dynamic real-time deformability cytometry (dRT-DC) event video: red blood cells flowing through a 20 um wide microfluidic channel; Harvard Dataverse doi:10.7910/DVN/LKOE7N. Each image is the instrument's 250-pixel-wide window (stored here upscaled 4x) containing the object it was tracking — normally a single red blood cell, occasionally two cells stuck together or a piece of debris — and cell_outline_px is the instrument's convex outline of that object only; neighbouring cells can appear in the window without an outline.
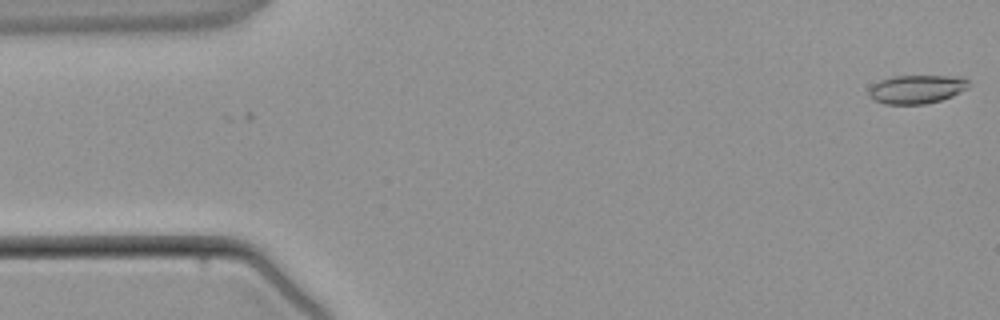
{"species": "common noctule bat (a hibernating species)", "species_latin": "Nyctalus noctula", "temperature_condition": "warm", "stored_images_in_passage": 3, "camera_frame_rate_fps": 3000, "um_per_image_px": 0.085, "animal": {"sex": "male", "body_mass_g": 21.5, "forearm_length_mm": 52.0}, "frame": {"image": 1, "passage_image": 1, "time_ms": 0.0, "image_size_px": [1000, 320], "cell_outline_px": [[968, 88], [952, 96], [940, 100], [924, 104], [884, 104], [872, 100], [868, 96], [868, 88], [872, 84], [880, 80], [892, 76], [964, 76], [968, 80]], "centroid_in_image_um": [77.87, 7.58], "position_along_channel_um": 7.1, "area_um2": 16.88}}
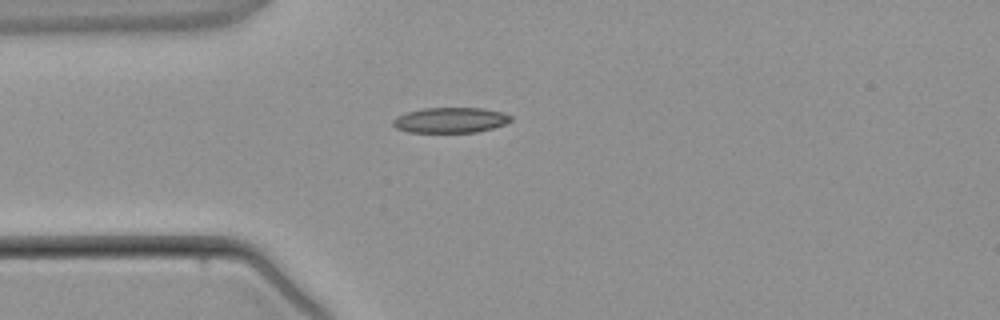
{"frame": {"image": 2, "passage_image": 3, "time_ms": 3.333, "image_size_px": [1000, 320], "cell_outline_px": [[512, 120], [504, 124], [492, 128], [476, 132], [408, 132], [396, 128], [392, 124], [392, 120], [396, 116], [408, 112], [424, 108], [484, 108], [504, 112], [512, 116]], "centroid_in_image_um": [38.29, 10.2], "position_along_channel_um": 46.7, "area_um2": 17.46}}